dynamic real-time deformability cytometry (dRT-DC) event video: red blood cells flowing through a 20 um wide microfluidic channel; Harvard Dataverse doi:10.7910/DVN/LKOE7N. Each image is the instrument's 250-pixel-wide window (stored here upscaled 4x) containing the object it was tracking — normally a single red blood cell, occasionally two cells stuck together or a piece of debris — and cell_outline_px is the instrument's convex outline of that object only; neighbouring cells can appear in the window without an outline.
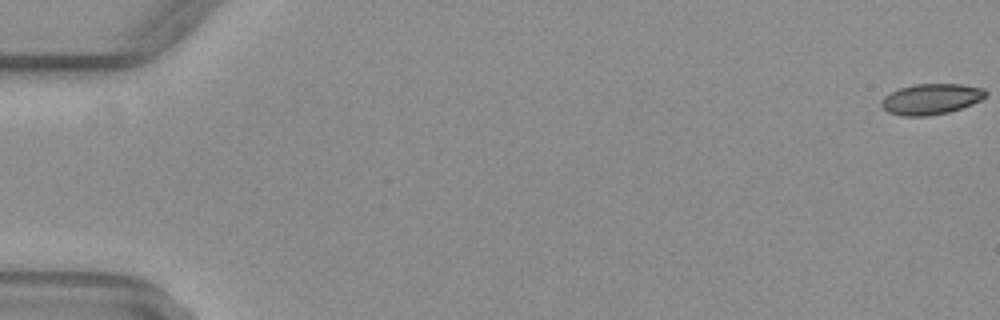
{"species": "common noctule bat (a hibernating species)", "species_latin": "Nyctalus noctula", "temperature_condition": "warm", "stored_images_in_passage": 53, "camera_frame_rate_fps": 3000, "um_per_image_px": 0.085, "animal": {"sex": "female", "body_mass_g": 29.2, "forearm_length_mm": 56.3}, "frame": {"image": 1, "passage_image": 1, "time_ms": 0.0, "image_size_px": [1000, 320], "cell_outline_px": [[984, 96], [960, 108], [944, 112], [892, 112], [884, 108], [884, 100], [888, 96], [904, 88], [920, 84], [956, 84], [976, 88], [984, 92]], "centroid_in_image_um": [79.21, 8.35], "position_along_channel_um": 5.8, "area_um2": 15.95}}
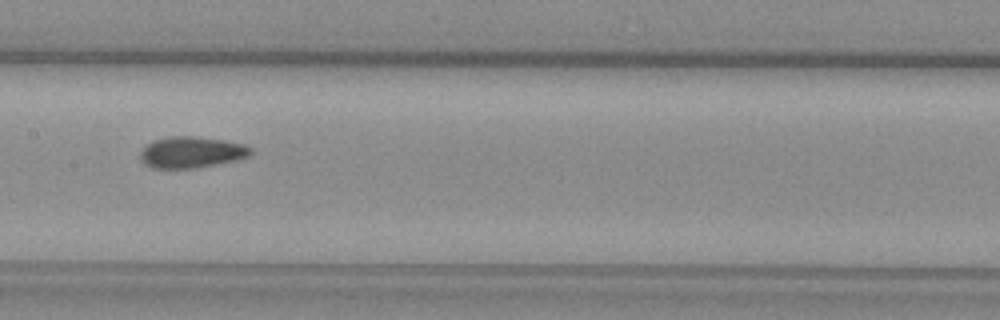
{"frame": {"image": 2, "passage_image": 28, "time_ms": 9.0, "image_size_px": [1000, 320], "cell_outline_px": [[248, 152], [244, 156], [204, 164], [172, 168], [168, 168], [152, 164], [144, 160], [144, 152], [152, 144], [160, 140], [208, 140], [236, 144], [248, 148]], "centroid_in_image_um": [16.26, 12.98], "position_along_channel_um": 191.1, "area_um2": 15.78}}
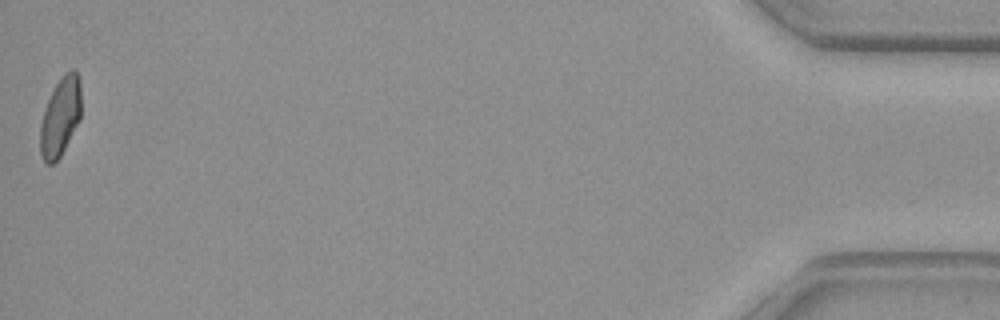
{"frame": {"image": 3, "passage_image": 53, "time_ms": 17.333, "image_size_px": [1000, 320], "cell_outline_px": [[80, 116], [60, 156], [52, 164], [48, 164], [44, 160], [40, 148], [40, 132], [44, 112], [52, 92], [60, 80], [68, 72], [76, 72], [80, 92]], "centroid_in_image_um": [5.11, 9.99], "position_along_channel_um": 430.1, "area_um2": 17.46}, "authors_computed_cell_mechanics": {"area_um2": 16.7042, "velocity_mm_per_s": 4.0429, "shape_relaxation_time_tau1_ms": null, "shape_relaxation_time_tau2_ms": 1.3773, "deformation_change_tau1": null, "deformation_change_tau2": 0.0607}}